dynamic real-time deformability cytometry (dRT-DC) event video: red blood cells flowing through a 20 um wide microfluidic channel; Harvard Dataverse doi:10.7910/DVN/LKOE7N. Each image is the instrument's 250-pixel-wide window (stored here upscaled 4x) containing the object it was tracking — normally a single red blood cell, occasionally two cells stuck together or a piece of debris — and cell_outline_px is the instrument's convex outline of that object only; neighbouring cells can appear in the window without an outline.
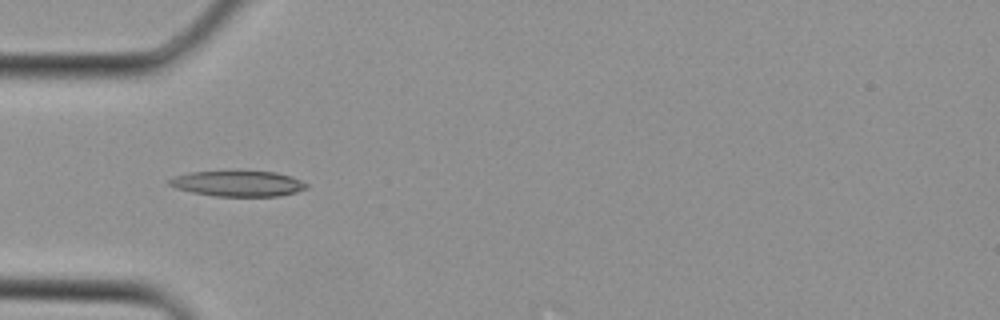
{"species": "Egyptian fruit bat (a non-hibernating species)", "species_latin": "Rousettus aegyptiacus", "temperature_condition": "cold", "stored_images_in_passage": 3, "camera_frame_rate_fps": 3000, "um_per_image_px": 0.085, "animal": {"sex": "female"}, "frame": {"image": 1, "passage_image": 3, "time_ms": 0.667, "image_size_px": [1000, 320], "cell_outline_px": [[308, 188], [296, 192], [280, 196], [216, 196], [192, 192], [176, 188], [168, 184], [168, 180], [172, 176], [188, 172], [276, 172], [292, 176], [308, 184]], "centroid_in_image_um": [20.23, 15.61], "position_along_channel_um": 64.8, "area_um2": 20.35}}